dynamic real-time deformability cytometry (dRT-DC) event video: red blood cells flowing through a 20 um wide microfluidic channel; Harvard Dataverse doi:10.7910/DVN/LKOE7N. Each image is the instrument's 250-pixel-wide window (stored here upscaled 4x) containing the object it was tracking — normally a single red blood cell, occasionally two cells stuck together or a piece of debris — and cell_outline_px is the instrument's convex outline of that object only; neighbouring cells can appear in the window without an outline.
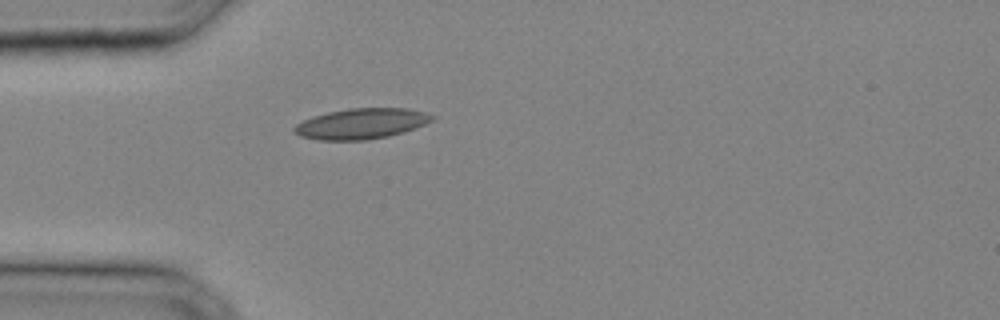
{"species": "common noctule bat (a hibernating species)", "species_latin": "Nyctalus noctula", "temperature_condition": "cold", "stored_images_in_passage": 23, "camera_frame_rate_fps": 3000, "um_per_image_px": 0.085, "animal": {"sex": "male", "body_mass_g": 20.4}, "frame": {"image": 1, "passage_image": 1, "time_ms": 0.0, "image_size_px": [1000, 320], "cell_outline_px": [[436, 120], [416, 128], [404, 132], [388, 136], [368, 140], [316, 140], [300, 136], [292, 128], [296, 124], [312, 116], [328, 112], [348, 108], [408, 108], [428, 112], [436, 116]], "centroid_in_image_um": [30.78, 10.5], "position_along_channel_um": 54.2, "area_um2": 24.91}}
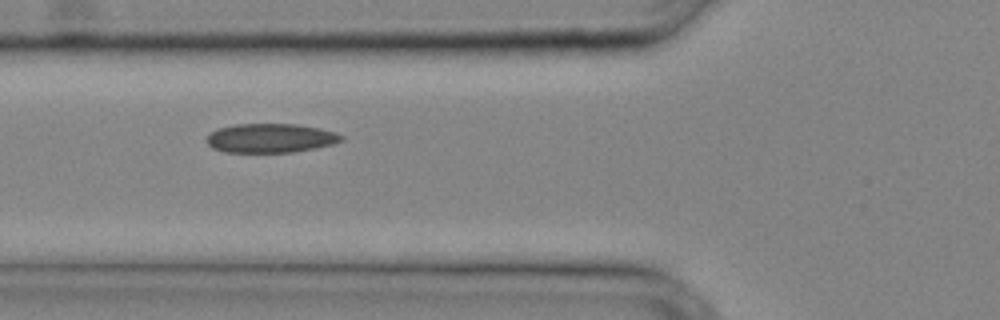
{"frame": {"image": 2, "passage_image": 4, "time_ms": 1.0, "image_size_px": [1000, 320], "cell_outline_px": [[344, 140], [332, 144], [316, 148], [292, 152], [224, 152], [212, 148], [208, 144], [208, 136], [212, 132], [220, 128], [236, 124], [296, 124], [320, 128], [336, 132], [344, 136]], "centroid_in_image_um": [23.04, 11.74], "position_along_channel_um": 102.8, "area_um2": 22.77}}